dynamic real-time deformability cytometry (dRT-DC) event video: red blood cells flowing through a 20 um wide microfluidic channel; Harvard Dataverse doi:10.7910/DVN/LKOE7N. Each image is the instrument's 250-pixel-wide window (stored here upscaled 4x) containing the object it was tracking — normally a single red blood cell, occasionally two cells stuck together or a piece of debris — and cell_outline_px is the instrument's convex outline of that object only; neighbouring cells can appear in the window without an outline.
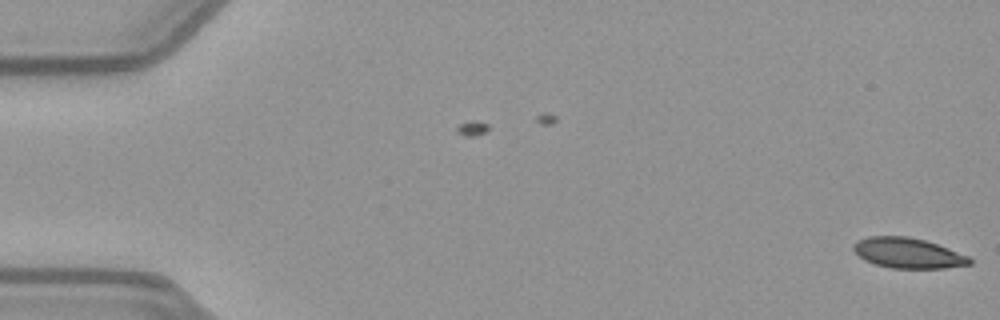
{"species": "common noctule bat (a hibernating species)", "species_latin": "Nyctalus noctula", "temperature_condition": "warm", "stored_images_in_passage": 2, "camera_frame_rate_fps": 3000, "um_per_image_px": 0.085, "animal": {"sex": "female", "body_mass_g": 21.9}, "frame": {"image": 1, "passage_image": 2, "time_ms": 0.333, "image_size_px": [1000, 320], "cell_outline_px": [[972, 264], [944, 268], [892, 268], [876, 264], [864, 260], [852, 248], [856, 240], [868, 236], [908, 236], [924, 240], [948, 248], [968, 256], [972, 260]], "centroid_in_image_um": [77.17, 21.5], "position_along_channel_um": 7.8, "area_um2": 20.4}}